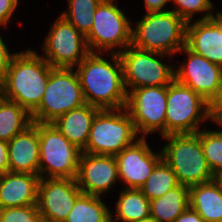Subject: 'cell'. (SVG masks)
Masks as SVG:
<instances>
[{
  "label": "cell",
  "mask_w": 222,
  "mask_h": 222,
  "mask_svg": "<svg viewBox=\"0 0 222 222\" xmlns=\"http://www.w3.org/2000/svg\"><path fill=\"white\" fill-rule=\"evenodd\" d=\"M101 55L90 52L75 69L84 100L100 110L124 108L127 92L121 59L115 53H110L111 61Z\"/></svg>",
  "instance_id": "1"
},
{
  "label": "cell",
  "mask_w": 222,
  "mask_h": 222,
  "mask_svg": "<svg viewBox=\"0 0 222 222\" xmlns=\"http://www.w3.org/2000/svg\"><path fill=\"white\" fill-rule=\"evenodd\" d=\"M53 68L31 48L15 52L0 82L1 96L17 102L31 114L41 102Z\"/></svg>",
  "instance_id": "2"
},
{
  "label": "cell",
  "mask_w": 222,
  "mask_h": 222,
  "mask_svg": "<svg viewBox=\"0 0 222 222\" xmlns=\"http://www.w3.org/2000/svg\"><path fill=\"white\" fill-rule=\"evenodd\" d=\"M142 17L132 28L131 45L170 56L185 46L187 23L174 11L145 13Z\"/></svg>",
  "instance_id": "3"
},
{
  "label": "cell",
  "mask_w": 222,
  "mask_h": 222,
  "mask_svg": "<svg viewBox=\"0 0 222 222\" xmlns=\"http://www.w3.org/2000/svg\"><path fill=\"white\" fill-rule=\"evenodd\" d=\"M161 148L163 160L176 174L179 184L192 187L212 181V171L203 153L197 133L172 134Z\"/></svg>",
  "instance_id": "4"
},
{
  "label": "cell",
  "mask_w": 222,
  "mask_h": 222,
  "mask_svg": "<svg viewBox=\"0 0 222 222\" xmlns=\"http://www.w3.org/2000/svg\"><path fill=\"white\" fill-rule=\"evenodd\" d=\"M138 137L125 107L99 110L92 121L87 145L82 152L115 156L132 145Z\"/></svg>",
  "instance_id": "5"
},
{
  "label": "cell",
  "mask_w": 222,
  "mask_h": 222,
  "mask_svg": "<svg viewBox=\"0 0 222 222\" xmlns=\"http://www.w3.org/2000/svg\"><path fill=\"white\" fill-rule=\"evenodd\" d=\"M205 120L213 122L210 103L174 79L167 86L165 136L197 133Z\"/></svg>",
  "instance_id": "6"
},
{
  "label": "cell",
  "mask_w": 222,
  "mask_h": 222,
  "mask_svg": "<svg viewBox=\"0 0 222 222\" xmlns=\"http://www.w3.org/2000/svg\"><path fill=\"white\" fill-rule=\"evenodd\" d=\"M86 104L74 68L50 71L47 87L39 106L31 113L33 123H52L72 109Z\"/></svg>",
  "instance_id": "7"
},
{
  "label": "cell",
  "mask_w": 222,
  "mask_h": 222,
  "mask_svg": "<svg viewBox=\"0 0 222 222\" xmlns=\"http://www.w3.org/2000/svg\"><path fill=\"white\" fill-rule=\"evenodd\" d=\"M115 2L102 0L97 7L93 26L86 35L90 52L119 54L132 44L133 26Z\"/></svg>",
  "instance_id": "8"
},
{
  "label": "cell",
  "mask_w": 222,
  "mask_h": 222,
  "mask_svg": "<svg viewBox=\"0 0 222 222\" xmlns=\"http://www.w3.org/2000/svg\"><path fill=\"white\" fill-rule=\"evenodd\" d=\"M39 177L75 179L82 151L52 123H38Z\"/></svg>",
  "instance_id": "9"
},
{
  "label": "cell",
  "mask_w": 222,
  "mask_h": 222,
  "mask_svg": "<svg viewBox=\"0 0 222 222\" xmlns=\"http://www.w3.org/2000/svg\"><path fill=\"white\" fill-rule=\"evenodd\" d=\"M118 55L127 93L142 87L168 86L175 79L174 67L162 61L170 55L142 50L133 45H129Z\"/></svg>",
  "instance_id": "10"
},
{
  "label": "cell",
  "mask_w": 222,
  "mask_h": 222,
  "mask_svg": "<svg viewBox=\"0 0 222 222\" xmlns=\"http://www.w3.org/2000/svg\"><path fill=\"white\" fill-rule=\"evenodd\" d=\"M42 49V57L56 68H74L90 53L86 36L62 15L50 27Z\"/></svg>",
  "instance_id": "11"
},
{
  "label": "cell",
  "mask_w": 222,
  "mask_h": 222,
  "mask_svg": "<svg viewBox=\"0 0 222 222\" xmlns=\"http://www.w3.org/2000/svg\"><path fill=\"white\" fill-rule=\"evenodd\" d=\"M166 107L167 86L142 87L127 93L125 109L139 137L145 138L157 131L165 136Z\"/></svg>",
  "instance_id": "12"
},
{
  "label": "cell",
  "mask_w": 222,
  "mask_h": 222,
  "mask_svg": "<svg viewBox=\"0 0 222 222\" xmlns=\"http://www.w3.org/2000/svg\"><path fill=\"white\" fill-rule=\"evenodd\" d=\"M82 193L76 179L40 178L37 206L43 222H64Z\"/></svg>",
  "instance_id": "13"
},
{
  "label": "cell",
  "mask_w": 222,
  "mask_h": 222,
  "mask_svg": "<svg viewBox=\"0 0 222 222\" xmlns=\"http://www.w3.org/2000/svg\"><path fill=\"white\" fill-rule=\"evenodd\" d=\"M179 52L186 53L188 57L185 62L174 67L175 80L186 85L211 103L219 92L222 66L208 61L186 46Z\"/></svg>",
  "instance_id": "14"
},
{
  "label": "cell",
  "mask_w": 222,
  "mask_h": 222,
  "mask_svg": "<svg viewBox=\"0 0 222 222\" xmlns=\"http://www.w3.org/2000/svg\"><path fill=\"white\" fill-rule=\"evenodd\" d=\"M153 152L146 137H139L132 145L115 155L119 180L129 189H140L156 165L163 159L162 151Z\"/></svg>",
  "instance_id": "15"
},
{
  "label": "cell",
  "mask_w": 222,
  "mask_h": 222,
  "mask_svg": "<svg viewBox=\"0 0 222 222\" xmlns=\"http://www.w3.org/2000/svg\"><path fill=\"white\" fill-rule=\"evenodd\" d=\"M75 179L82 193L102 197L119 180L115 156L82 152Z\"/></svg>",
  "instance_id": "16"
},
{
  "label": "cell",
  "mask_w": 222,
  "mask_h": 222,
  "mask_svg": "<svg viewBox=\"0 0 222 222\" xmlns=\"http://www.w3.org/2000/svg\"><path fill=\"white\" fill-rule=\"evenodd\" d=\"M38 123H32L8 142L9 172L39 175Z\"/></svg>",
  "instance_id": "17"
},
{
  "label": "cell",
  "mask_w": 222,
  "mask_h": 222,
  "mask_svg": "<svg viewBox=\"0 0 222 222\" xmlns=\"http://www.w3.org/2000/svg\"><path fill=\"white\" fill-rule=\"evenodd\" d=\"M185 46L222 66V31L212 19L187 22Z\"/></svg>",
  "instance_id": "18"
},
{
  "label": "cell",
  "mask_w": 222,
  "mask_h": 222,
  "mask_svg": "<svg viewBox=\"0 0 222 222\" xmlns=\"http://www.w3.org/2000/svg\"><path fill=\"white\" fill-rule=\"evenodd\" d=\"M39 175L6 172L0 174V208L37 204Z\"/></svg>",
  "instance_id": "19"
},
{
  "label": "cell",
  "mask_w": 222,
  "mask_h": 222,
  "mask_svg": "<svg viewBox=\"0 0 222 222\" xmlns=\"http://www.w3.org/2000/svg\"><path fill=\"white\" fill-rule=\"evenodd\" d=\"M99 110L86 103L58 117L52 124L82 151L87 145L92 121Z\"/></svg>",
  "instance_id": "20"
},
{
  "label": "cell",
  "mask_w": 222,
  "mask_h": 222,
  "mask_svg": "<svg viewBox=\"0 0 222 222\" xmlns=\"http://www.w3.org/2000/svg\"><path fill=\"white\" fill-rule=\"evenodd\" d=\"M189 202L204 222H222V190L213 181L189 187Z\"/></svg>",
  "instance_id": "21"
},
{
  "label": "cell",
  "mask_w": 222,
  "mask_h": 222,
  "mask_svg": "<svg viewBox=\"0 0 222 222\" xmlns=\"http://www.w3.org/2000/svg\"><path fill=\"white\" fill-rule=\"evenodd\" d=\"M189 206V187L179 184L150 201V216L156 222H174Z\"/></svg>",
  "instance_id": "22"
},
{
  "label": "cell",
  "mask_w": 222,
  "mask_h": 222,
  "mask_svg": "<svg viewBox=\"0 0 222 222\" xmlns=\"http://www.w3.org/2000/svg\"><path fill=\"white\" fill-rule=\"evenodd\" d=\"M118 197L111 222H135L150 216V200L140 189L122 188Z\"/></svg>",
  "instance_id": "23"
},
{
  "label": "cell",
  "mask_w": 222,
  "mask_h": 222,
  "mask_svg": "<svg viewBox=\"0 0 222 222\" xmlns=\"http://www.w3.org/2000/svg\"><path fill=\"white\" fill-rule=\"evenodd\" d=\"M31 114L17 102L0 98V140L9 142L32 124Z\"/></svg>",
  "instance_id": "24"
},
{
  "label": "cell",
  "mask_w": 222,
  "mask_h": 222,
  "mask_svg": "<svg viewBox=\"0 0 222 222\" xmlns=\"http://www.w3.org/2000/svg\"><path fill=\"white\" fill-rule=\"evenodd\" d=\"M64 222H111V210L101 197L81 193Z\"/></svg>",
  "instance_id": "25"
},
{
  "label": "cell",
  "mask_w": 222,
  "mask_h": 222,
  "mask_svg": "<svg viewBox=\"0 0 222 222\" xmlns=\"http://www.w3.org/2000/svg\"><path fill=\"white\" fill-rule=\"evenodd\" d=\"M178 185L176 174L162 159L156 165L140 190L151 201L158 197H162L165 193Z\"/></svg>",
  "instance_id": "26"
},
{
  "label": "cell",
  "mask_w": 222,
  "mask_h": 222,
  "mask_svg": "<svg viewBox=\"0 0 222 222\" xmlns=\"http://www.w3.org/2000/svg\"><path fill=\"white\" fill-rule=\"evenodd\" d=\"M68 11L60 13L83 35H87L92 26L95 11L102 0H67Z\"/></svg>",
  "instance_id": "27"
},
{
  "label": "cell",
  "mask_w": 222,
  "mask_h": 222,
  "mask_svg": "<svg viewBox=\"0 0 222 222\" xmlns=\"http://www.w3.org/2000/svg\"><path fill=\"white\" fill-rule=\"evenodd\" d=\"M200 137L203 153L212 173L222 169V129L197 132Z\"/></svg>",
  "instance_id": "28"
},
{
  "label": "cell",
  "mask_w": 222,
  "mask_h": 222,
  "mask_svg": "<svg viewBox=\"0 0 222 222\" xmlns=\"http://www.w3.org/2000/svg\"><path fill=\"white\" fill-rule=\"evenodd\" d=\"M172 2L175 4L172 11L186 23L193 21L195 14L204 12L198 20L211 19L213 14L212 9H214V4L211 0H172Z\"/></svg>",
  "instance_id": "29"
},
{
  "label": "cell",
  "mask_w": 222,
  "mask_h": 222,
  "mask_svg": "<svg viewBox=\"0 0 222 222\" xmlns=\"http://www.w3.org/2000/svg\"><path fill=\"white\" fill-rule=\"evenodd\" d=\"M1 222H42L37 204L0 208Z\"/></svg>",
  "instance_id": "30"
},
{
  "label": "cell",
  "mask_w": 222,
  "mask_h": 222,
  "mask_svg": "<svg viewBox=\"0 0 222 222\" xmlns=\"http://www.w3.org/2000/svg\"><path fill=\"white\" fill-rule=\"evenodd\" d=\"M19 0H0V26H8Z\"/></svg>",
  "instance_id": "31"
},
{
  "label": "cell",
  "mask_w": 222,
  "mask_h": 222,
  "mask_svg": "<svg viewBox=\"0 0 222 222\" xmlns=\"http://www.w3.org/2000/svg\"><path fill=\"white\" fill-rule=\"evenodd\" d=\"M15 52L11 53L0 35V82L4 79L9 68L10 61Z\"/></svg>",
  "instance_id": "32"
},
{
  "label": "cell",
  "mask_w": 222,
  "mask_h": 222,
  "mask_svg": "<svg viewBox=\"0 0 222 222\" xmlns=\"http://www.w3.org/2000/svg\"><path fill=\"white\" fill-rule=\"evenodd\" d=\"M172 0H144L145 4V13H152V12H165L169 11L166 5L171 2Z\"/></svg>",
  "instance_id": "33"
},
{
  "label": "cell",
  "mask_w": 222,
  "mask_h": 222,
  "mask_svg": "<svg viewBox=\"0 0 222 222\" xmlns=\"http://www.w3.org/2000/svg\"><path fill=\"white\" fill-rule=\"evenodd\" d=\"M174 222H204L203 218L190 206Z\"/></svg>",
  "instance_id": "34"
},
{
  "label": "cell",
  "mask_w": 222,
  "mask_h": 222,
  "mask_svg": "<svg viewBox=\"0 0 222 222\" xmlns=\"http://www.w3.org/2000/svg\"><path fill=\"white\" fill-rule=\"evenodd\" d=\"M9 172L8 142L0 140V174Z\"/></svg>",
  "instance_id": "35"
},
{
  "label": "cell",
  "mask_w": 222,
  "mask_h": 222,
  "mask_svg": "<svg viewBox=\"0 0 222 222\" xmlns=\"http://www.w3.org/2000/svg\"><path fill=\"white\" fill-rule=\"evenodd\" d=\"M210 112L213 117V119L222 112V76H221V82H220V88L217 96L214 98V100L210 103Z\"/></svg>",
  "instance_id": "36"
},
{
  "label": "cell",
  "mask_w": 222,
  "mask_h": 222,
  "mask_svg": "<svg viewBox=\"0 0 222 222\" xmlns=\"http://www.w3.org/2000/svg\"><path fill=\"white\" fill-rule=\"evenodd\" d=\"M212 181L219 189L222 190V169L213 173Z\"/></svg>",
  "instance_id": "37"
},
{
  "label": "cell",
  "mask_w": 222,
  "mask_h": 222,
  "mask_svg": "<svg viewBox=\"0 0 222 222\" xmlns=\"http://www.w3.org/2000/svg\"><path fill=\"white\" fill-rule=\"evenodd\" d=\"M216 13V15L212 14L211 19L218 25V27L222 31V11H218Z\"/></svg>",
  "instance_id": "38"
},
{
  "label": "cell",
  "mask_w": 222,
  "mask_h": 222,
  "mask_svg": "<svg viewBox=\"0 0 222 222\" xmlns=\"http://www.w3.org/2000/svg\"><path fill=\"white\" fill-rule=\"evenodd\" d=\"M213 123L219 125L222 129V112H220L214 119Z\"/></svg>",
  "instance_id": "39"
},
{
  "label": "cell",
  "mask_w": 222,
  "mask_h": 222,
  "mask_svg": "<svg viewBox=\"0 0 222 222\" xmlns=\"http://www.w3.org/2000/svg\"><path fill=\"white\" fill-rule=\"evenodd\" d=\"M135 222H156V221L151 216H149L148 218L141 219Z\"/></svg>",
  "instance_id": "40"
}]
</instances>
